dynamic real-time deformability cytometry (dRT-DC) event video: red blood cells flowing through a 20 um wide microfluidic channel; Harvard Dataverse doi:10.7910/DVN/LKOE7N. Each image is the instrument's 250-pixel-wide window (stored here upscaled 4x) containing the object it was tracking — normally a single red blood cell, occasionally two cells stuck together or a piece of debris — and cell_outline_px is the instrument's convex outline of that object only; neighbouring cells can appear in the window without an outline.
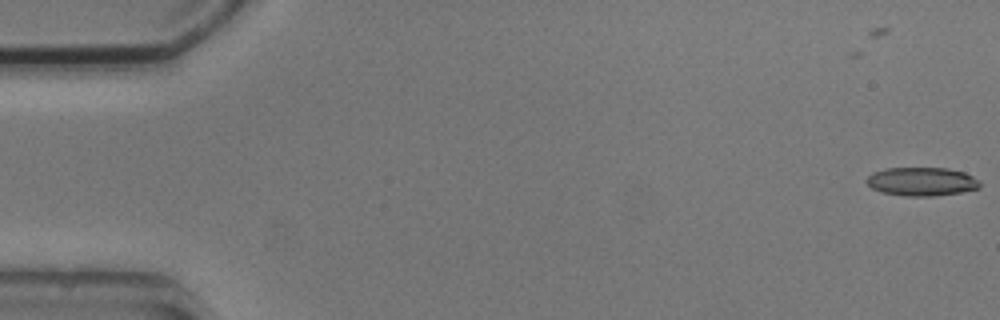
{"species": "common noctule bat (a hibernating species)", "species_latin": "Nyctalus noctula", "temperature_condition": "cold", "stored_images_in_passage": 7, "camera_frame_rate_fps": 3000, "um_per_image_px": 0.085, "animal": {"sex": "male", "body_mass_g": 20.5, "forearm_length_mm": 52.5}, "frame": {"image": 1, "passage_image": 1, "time_ms": 0.0, "image_size_px": [1000, 320], "cell_outline_px": [[980, 188], [960, 192], [932, 196], [904, 196], [880, 192], [872, 188], [864, 180], [872, 172], [884, 168], [948, 168], [964, 172], [980, 180]], "centroid_in_image_um": [78.32, 15.43], "position_along_channel_um": 6.7, "area_um2": 19.02}}
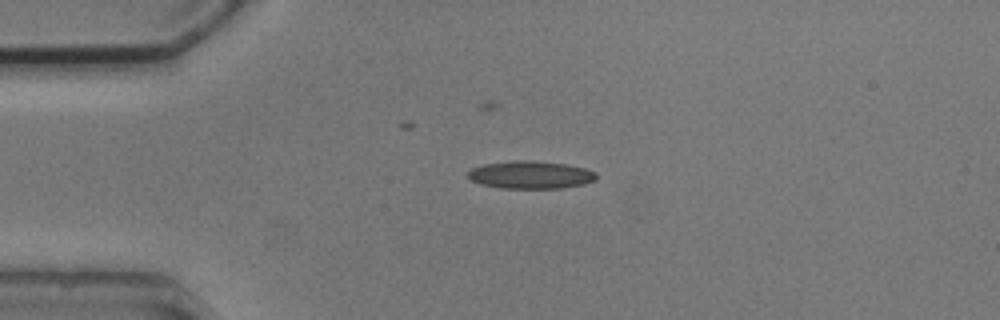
{"frame": {"image": 2, "passage_image": 4, "time_ms": 4.0, "image_size_px": [1000, 320], "cell_outline_px": [[596, 180], [584, 184], [560, 188], [500, 188], [480, 184], [472, 180], [468, 176], [468, 172], [472, 168], [484, 164], [516, 160], [528, 160], [564, 164], [584, 168], [596, 172]], "centroid_in_image_um": [45.1, 14.86], "position_along_channel_um": 39.9, "area_um2": 20.58}}